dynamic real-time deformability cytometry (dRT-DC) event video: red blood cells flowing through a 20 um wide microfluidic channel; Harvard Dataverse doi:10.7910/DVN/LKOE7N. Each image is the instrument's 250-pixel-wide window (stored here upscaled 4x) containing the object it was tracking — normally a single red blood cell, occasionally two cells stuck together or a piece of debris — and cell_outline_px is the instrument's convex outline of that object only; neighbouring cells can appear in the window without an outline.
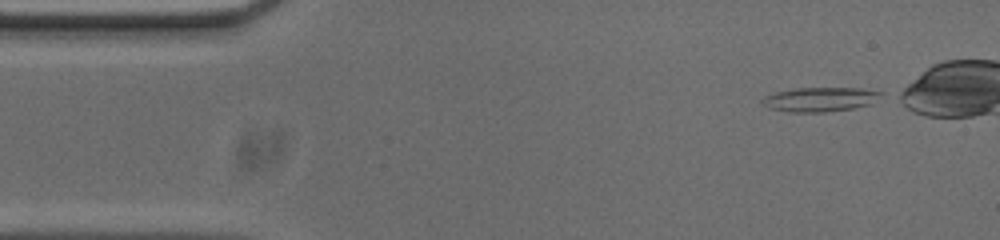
{"species": "common noctule bat (a hibernating species)", "species_latin": "Nyctalus noctula", "temperature_condition": "cold", "stored_images_in_passage": 40, "camera_frame_rate_fps": 3000, "um_per_image_px": 0.085, "animal": {"sex": "male", "body_mass_g": 20.0, "forearm_length_mm": 53.3}, "frame": {"image": 1, "passage_image": 1, "time_ms": 0.0, "image_size_px": [1000, 240], "cell_outline_px": [[884, 92], [868, 104], [852, 108], [824, 112], [788, 112], [768, 108], [760, 104], [760, 100], [764, 96], [776, 92], [796, 88], [864, 88]], "centroid_in_image_um": [69.61, 8.44], "position_along_channel_um": 15.4, "area_um2": 16.76}}
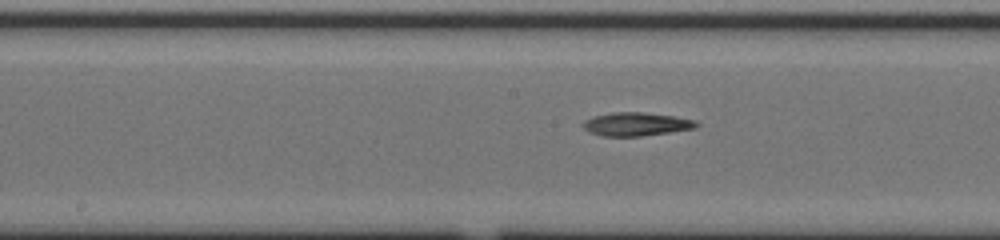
{"frame": {"image": 2, "passage_image": 22, "time_ms": 7.0, "image_size_px": [1000, 240], "cell_outline_px": [[700, 124], [696, 128], [640, 136], [600, 136], [588, 132], [584, 128], [584, 120], [592, 116], [612, 112], [644, 112], [672, 116], [696, 120]], "centroid_in_image_um": [54.06, 10.55], "position_along_channel_um": 194.1, "area_um2": 15.49}}
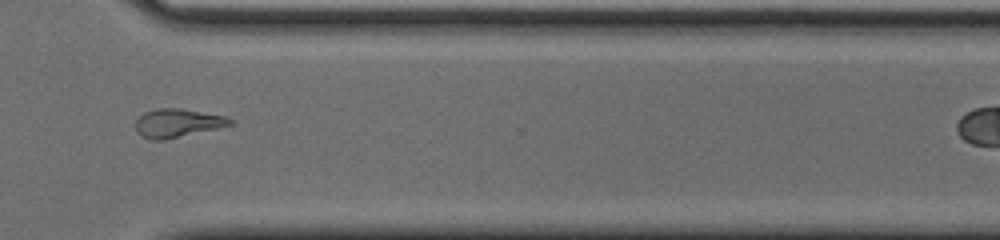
{"frame": {"image": 3, "passage_image": 35, "time_ms": 11.333, "image_size_px": [1000, 240], "cell_outline_px": [[236, 124], [164, 140], [152, 140], [140, 136], [136, 132], [136, 120], [144, 112], [156, 108], [180, 108], [224, 116], [232, 120]], "centroid_in_image_um": [15.06, 10.46], "position_along_channel_um": 355.5, "area_um2": 15.72}}